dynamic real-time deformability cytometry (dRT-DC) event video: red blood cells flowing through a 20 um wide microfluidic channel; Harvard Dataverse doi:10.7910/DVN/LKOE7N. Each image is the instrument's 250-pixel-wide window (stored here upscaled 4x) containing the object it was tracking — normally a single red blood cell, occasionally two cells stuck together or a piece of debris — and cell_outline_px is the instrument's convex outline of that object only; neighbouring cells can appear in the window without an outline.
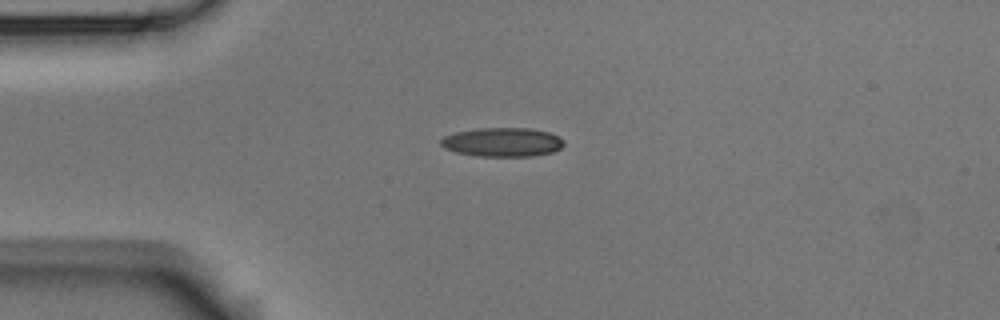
{"species": "Egyptian fruit bat (a non-hibernating species)", "species_latin": "Rousettus aegyptiacus", "temperature_condition": "room temperature", "stored_images_in_passage": 2, "camera_frame_rate_fps": 3000, "um_per_image_px": 0.085, "animal": {"sex": "male"}, "frame": {"image": 1, "passage_image": 1, "time_ms": 0.0, "image_size_px": [1000, 320], "cell_outline_px": [[564, 144], [560, 148], [552, 152], [532, 156], [480, 156], [456, 152], [444, 148], [440, 144], [440, 140], [444, 136], [456, 132], [476, 128], [528, 128], [548, 132], [564, 140]], "centroid_in_image_um": [42.68, 12.08], "position_along_channel_um": 42.3, "area_um2": 20.69}}